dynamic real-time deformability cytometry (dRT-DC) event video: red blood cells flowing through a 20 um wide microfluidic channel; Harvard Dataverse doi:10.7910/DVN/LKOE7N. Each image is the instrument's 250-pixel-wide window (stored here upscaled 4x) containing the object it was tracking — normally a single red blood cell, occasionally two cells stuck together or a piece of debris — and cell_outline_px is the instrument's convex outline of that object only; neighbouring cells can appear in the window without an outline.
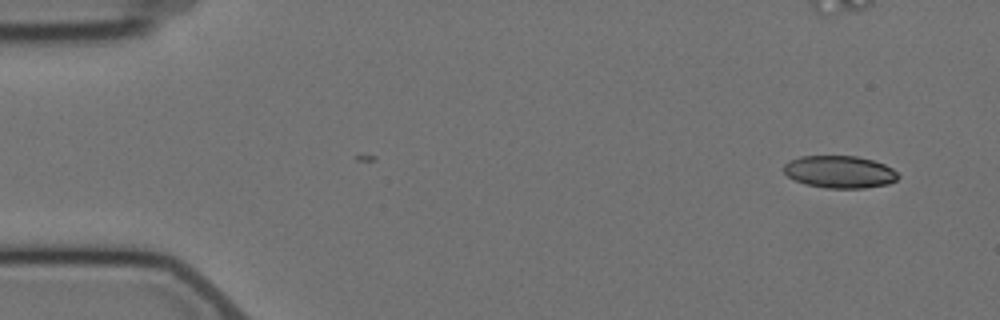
{"species": "Egyptian fruit bat (a non-hibernating species)", "species_latin": "Rousettus aegyptiacus", "temperature_condition": "cold", "stored_images_in_passage": 6, "segment_of_instrument_passage": [2, 2], "camera_frame_rate_fps": 3000, "um_per_image_px": 0.085, "animal": {"sex": "female"}, "frame": {"image": 1, "passage_image": 6, "time_ms": 6.667, "image_size_px": [1000, 320], "cell_outline_px": [[900, 176], [896, 180], [888, 184], [864, 188], [824, 188], [804, 184], [788, 176], [784, 172], [784, 164], [800, 156], [856, 156], [872, 160], [884, 164], [892, 168]], "centroid_in_image_um": [71.38, 14.61], "position_along_channel_um": 13.6, "area_um2": 21.5}}